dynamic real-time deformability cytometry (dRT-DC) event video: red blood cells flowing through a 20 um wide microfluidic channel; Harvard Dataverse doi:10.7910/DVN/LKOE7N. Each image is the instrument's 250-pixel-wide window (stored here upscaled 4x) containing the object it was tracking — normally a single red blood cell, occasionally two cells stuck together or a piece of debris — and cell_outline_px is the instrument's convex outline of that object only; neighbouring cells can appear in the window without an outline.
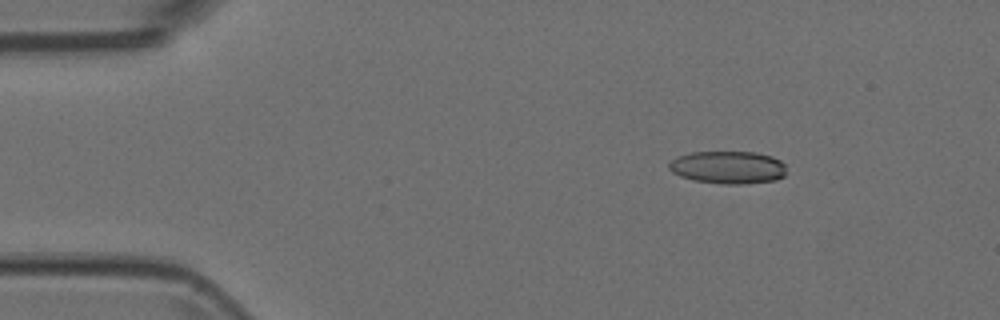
{"species": "Egyptian fruit bat (a non-hibernating species)", "species_latin": "Rousettus aegyptiacus", "temperature_condition": "room temperature", "stored_images_in_passage": 6, "camera_frame_rate_fps": 3000, "um_per_image_px": 0.085, "animal": {"sex": "female"}, "frame": {"image": 1, "passage_image": 3, "time_ms": 0.667, "image_size_px": [1000, 320], "cell_outline_px": [[784, 176], [776, 180], [744, 184], [724, 184], [696, 180], [680, 176], [672, 172], [668, 168], [668, 164], [676, 156], [692, 152], [756, 152], [772, 156], [780, 160], [784, 164]], "centroid_in_image_um": [61.87, 14.22], "position_along_channel_um": 23.1, "area_um2": 22.37}}